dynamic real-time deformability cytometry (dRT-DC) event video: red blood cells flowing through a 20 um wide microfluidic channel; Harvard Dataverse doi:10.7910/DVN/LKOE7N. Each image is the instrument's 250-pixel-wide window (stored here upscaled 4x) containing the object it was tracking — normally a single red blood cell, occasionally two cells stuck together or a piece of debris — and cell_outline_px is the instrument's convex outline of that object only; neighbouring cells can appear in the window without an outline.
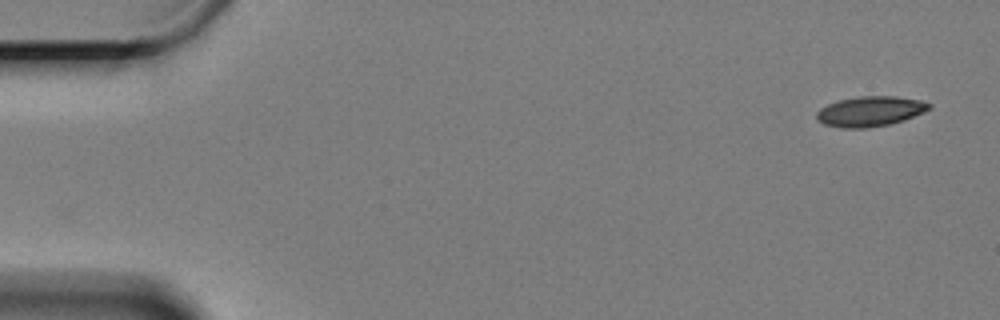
{"species": "Egyptian fruit bat (a non-hibernating species)", "species_latin": "Rousettus aegyptiacus", "temperature_condition": "cold", "stored_images_in_passage": 59, "camera_frame_rate_fps": 3000, "um_per_image_px": 0.085, "animal": {"sex": "female"}, "frame": {"image": 1, "passage_image": 1, "time_ms": 0.0, "image_size_px": [1000, 320], "cell_outline_px": [[932, 108], [924, 112], [904, 120], [888, 124], [864, 128], [844, 128], [824, 124], [816, 120], [816, 112], [820, 108], [828, 104], [840, 100], [856, 96], [896, 96], [920, 100], [932, 104]], "centroid_in_image_um": [73.97, 9.46], "position_along_channel_um": 11.0, "area_um2": 19.77}}
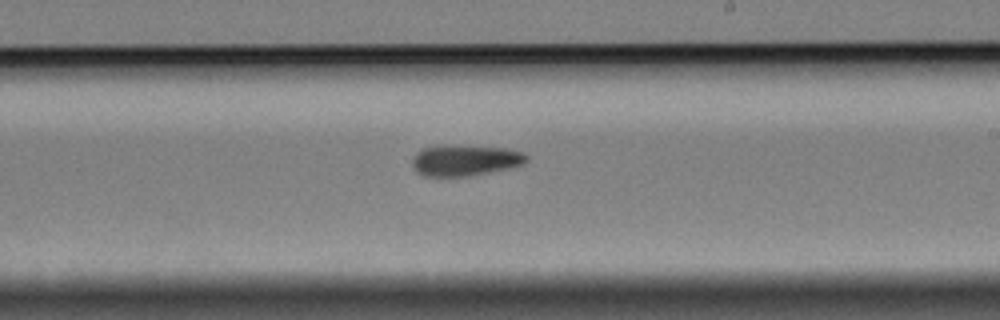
{"frame": {"image": 2, "passage_image": 34, "time_ms": 11.0, "image_size_px": [1000, 320], "cell_outline_px": [[528, 160], [524, 164], [508, 168], [488, 172], [464, 176], [424, 176], [412, 164], [412, 156], [416, 152], [424, 148], [440, 144], [504, 148], [524, 152], [528, 156]], "centroid_in_image_um": [39.53, 13.6], "position_along_channel_um": 249.5, "area_um2": 20.58}}
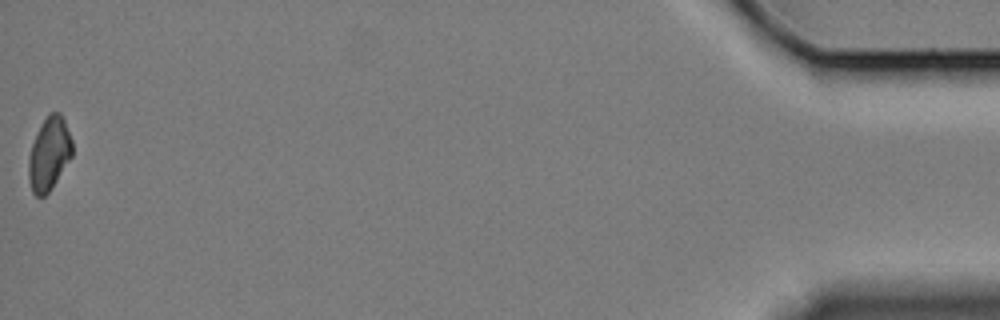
{"frame": {"image": 3, "passage_image": 59, "time_ms": 19.333, "image_size_px": [1000, 320], "cell_outline_px": [[72, 156], [52, 188], [44, 196], [36, 196], [32, 192], [28, 176], [28, 156], [32, 144], [40, 124], [48, 112], [60, 112], [64, 120], [72, 140]], "centroid_in_image_um": [4.16, 13.06], "position_along_channel_um": 431.0, "area_um2": 18.73}}